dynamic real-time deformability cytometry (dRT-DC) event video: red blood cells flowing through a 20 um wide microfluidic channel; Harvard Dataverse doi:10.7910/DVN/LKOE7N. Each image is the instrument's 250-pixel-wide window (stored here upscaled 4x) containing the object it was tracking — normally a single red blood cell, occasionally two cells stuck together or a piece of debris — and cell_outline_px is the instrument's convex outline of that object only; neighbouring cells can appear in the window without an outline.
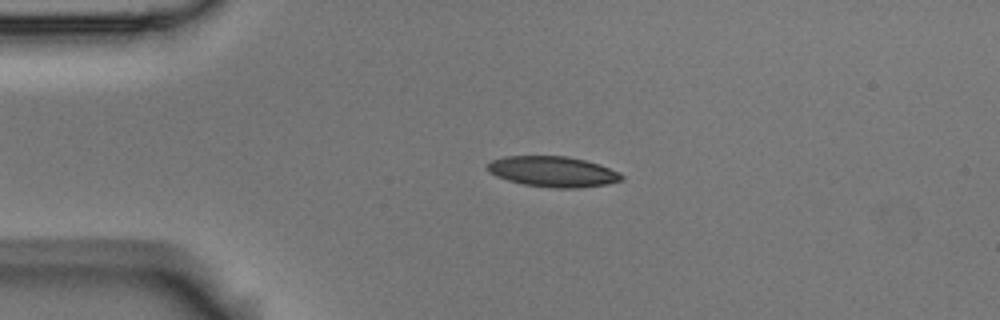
{"species": "Egyptian fruit bat (a non-hibernating species)", "species_latin": "Rousettus aegyptiacus", "temperature_condition": "room temperature", "stored_images_in_passage": 3, "segment_of_instrument_passage": [1, 2], "camera_frame_rate_fps": 3000, "um_per_image_px": 0.085, "animal": {"sex": "male"}, "frame": {"image": 1, "passage_image": 1, "time_ms": 0.0, "image_size_px": [1000, 320], "cell_outline_px": [[624, 180], [604, 184], [576, 188], [556, 188], [524, 184], [508, 180], [496, 176], [488, 172], [488, 164], [492, 160], [504, 156], [568, 156], [584, 160], [620, 172], [624, 176]], "centroid_in_image_um": [46.99, 14.58], "position_along_channel_um": 38.0, "area_um2": 23.64}}